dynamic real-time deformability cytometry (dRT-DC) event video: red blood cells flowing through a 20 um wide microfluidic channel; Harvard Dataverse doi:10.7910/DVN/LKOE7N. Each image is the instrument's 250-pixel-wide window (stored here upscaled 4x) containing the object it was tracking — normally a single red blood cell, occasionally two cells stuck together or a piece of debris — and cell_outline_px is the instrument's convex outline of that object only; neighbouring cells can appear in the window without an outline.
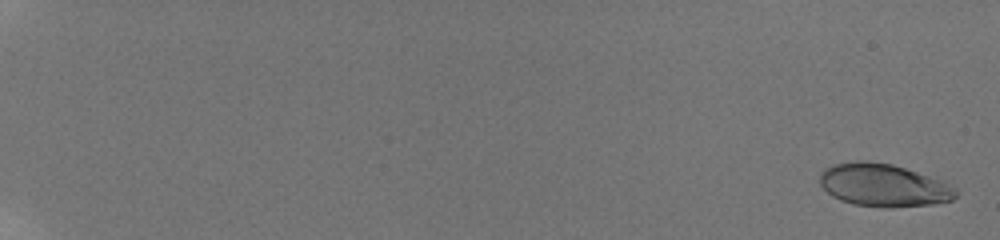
{"species": "human", "species_latin": "Homo sapiens", "temperature_condition": "room temperature", "stored_images_in_passage": 19, "camera_frame_rate_fps": 3000, "um_per_image_px": 0.085, "donor": {"sex": "male"}, "frame": {"image": 1, "passage_image": 1, "time_ms": 0.0, "image_size_px": [1000, 240], "cell_outline_px": [[956, 196], [952, 200], [932, 204], [892, 208], [884, 208], [856, 204], [840, 200], [832, 196], [820, 184], [820, 172], [824, 168], [832, 164], [856, 160], [868, 160], [892, 164], [940, 180], [956, 188]], "centroid_in_image_um": [75.06, 15.74], "position_along_channel_um": 9.9, "area_um2": 33.93}}
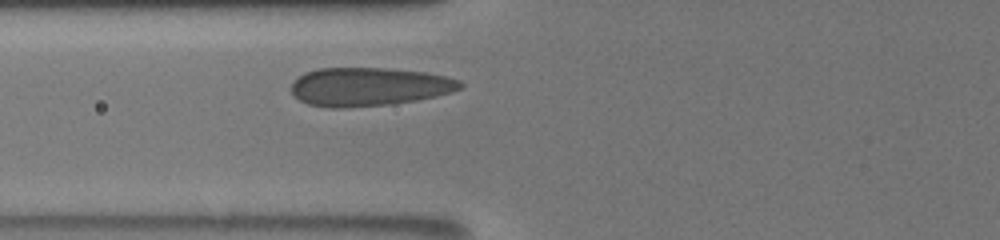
{"frame": {"image": 2, "passage_image": 19, "time_ms": 9.667, "image_size_px": [1000, 240], "cell_outline_px": [[464, 88], [452, 92], [436, 96], [416, 100], [388, 104], [340, 108], [328, 108], [308, 104], [292, 96], [288, 88], [292, 80], [304, 72], [316, 68], [384, 68], [428, 72], [448, 76], [460, 80], [464, 84]], "centroid_in_image_um": [31.32, 7.36], "position_along_channel_um": 94.5, "area_um2": 38.55}}